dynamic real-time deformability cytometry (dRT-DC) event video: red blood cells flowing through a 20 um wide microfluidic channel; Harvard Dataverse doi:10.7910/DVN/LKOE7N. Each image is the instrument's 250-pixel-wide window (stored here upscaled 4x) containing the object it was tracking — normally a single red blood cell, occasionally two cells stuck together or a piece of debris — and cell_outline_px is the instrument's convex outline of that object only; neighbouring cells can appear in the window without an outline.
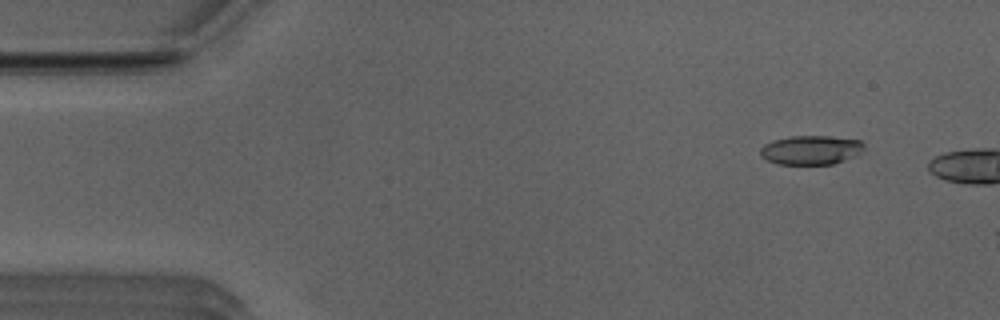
{"species": "Egyptian fruit bat (a non-hibernating species)", "species_latin": "Rousettus aegyptiacus", "temperature_condition": "room temperature", "stored_images_in_passage": 3, "camera_frame_rate_fps": 3000, "um_per_image_px": 0.085, "animal": {"sex": "male"}, "frame": {"image": 1, "passage_image": 1, "time_ms": 0.0, "image_size_px": [1000, 320], "cell_outline_px": [[864, 148], [856, 156], [832, 164], [776, 164], [760, 156], [760, 148], [764, 144], [772, 140], [792, 136], [828, 136], [860, 140], [864, 144]], "centroid_in_image_um": [68.91, 12.75], "position_along_channel_um": 16.1, "area_um2": 17.63}}